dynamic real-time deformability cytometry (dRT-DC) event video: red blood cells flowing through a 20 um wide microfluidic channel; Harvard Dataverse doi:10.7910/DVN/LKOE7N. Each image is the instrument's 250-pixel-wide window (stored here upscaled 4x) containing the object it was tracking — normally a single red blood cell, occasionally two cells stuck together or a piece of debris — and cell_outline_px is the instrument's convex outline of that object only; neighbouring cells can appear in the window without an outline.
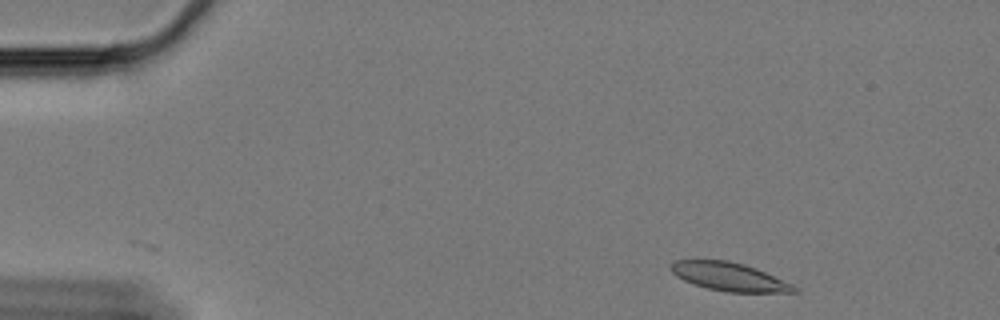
{"species": "Egyptian fruit bat (a non-hibernating species)", "species_latin": "Rousettus aegyptiacus", "temperature_condition": "cold", "stored_images_in_passage": 9, "camera_frame_rate_fps": 3000, "um_per_image_px": 0.085, "animal": {"sex": "female"}, "frame": {"image": 1, "passage_image": 1, "time_ms": 0.0, "image_size_px": [1000, 320], "cell_outline_px": [[800, 292], [728, 292], [708, 288], [684, 280], [676, 276], [668, 268], [668, 264], [672, 260], [728, 260], [744, 264], [756, 268], [792, 284]], "centroid_in_image_um": [61.93, 23.5], "position_along_channel_um": 23.1, "area_um2": 20.29}}